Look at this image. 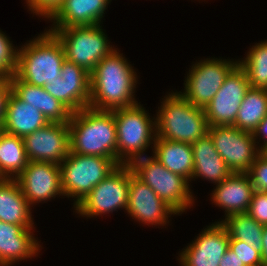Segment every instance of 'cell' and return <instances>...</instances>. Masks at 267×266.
I'll return each mask as SVG.
<instances>
[{"label": "cell", "instance_id": "6da1fadb", "mask_svg": "<svg viewBox=\"0 0 267 266\" xmlns=\"http://www.w3.org/2000/svg\"><path fill=\"white\" fill-rule=\"evenodd\" d=\"M114 49L90 73L89 107L96 110H114L138 103L135 96L137 73L123 53Z\"/></svg>", "mask_w": 267, "mask_h": 266}, {"label": "cell", "instance_id": "7a4b0ae2", "mask_svg": "<svg viewBox=\"0 0 267 266\" xmlns=\"http://www.w3.org/2000/svg\"><path fill=\"white\" fill-rule=\"evenodd\" d=\"M70 152L112 159L117 165V132L114 110L90 107L72 113L68 122Z\"/></svg>", "mask_w": 267, "mask_h": 266}, {"label": "cell", "instance_id": "3957f363", "mask_svg": "<svg viewBox=\"0 0 267 266\" xmlns=\"http://www.w3.org/2000/svg\"><path fill=\"white\" fill-rule=\"evenodd\" d=\"M162 100L156 115L158 138L192 144L208 133L203 108L194 106L179 92H169Z\"/></svg>", "mask_w": 267, "mask_h": 266}, {"label": "cell", "instance_id": "277c9868", "mask_svg": "<svg viewBox=\"0 0 267 266\" xmlns=\"http://www.w3.org/2000/svg\"><path fill=\"white\" fill-rule=\"evenodd\" d=\"M65 59L61 42L46 30L19 48L16 75L32 85H50L60 77Z\"/></svg>", "mask_w": 267, "mask_h": 266}, {"label": "cell", "instance_id": "5b68a950", "mask_svg": "<svg viewBox=\"0 0 267 266\" xmlns=\"http://www.w3.org/2000/svg\"><path fill=\"white\" fill-rule=\"evenodd\" d=\"M117 132V161L130 164L144 157L146 149L154 145L156 138V118L137 103L131 107L114 109Z\"/></svg>", "mask_w": 267, "mask_h": 266}, {"label": "cell", "instance_id": "8992f818", "mask_svg": "<svg viewBox=\"0 0 267 266\" xmlns=\"http://www.w3.org/2000/svg\"><path fill=\"white\" fill-rule=\"evenodd\" d=\"M118 165L110 158L69 152L60 163L64 196L74 198L75 207Z\"/></svg>", "mask_w": 267, "mask_h": 266}, {"label": "cell", "instance_id": "52a82bcc", "mask_svg": "<svg viewBox=\"0 0 267 266\" xmlns=\"http://www.w3.org/2000/svg\"><path fill=\"white\" fill-rule=\"evenodd\" d=\"M129 166L133 173L147 184L178 215L194 204L189 181L165 168L153 155L133 160Z\"/></svg>", "mask_w": 267, "mask_h": 266}, {"label": "cell", "instance_id": "ba28073f", "mask_svg": "<svg viewBox=\"0 0 267 266\" xmlns=\"http://www.w3.org/2000/svg\"><path fill=\"white\" fill-rule=\"evenodd\" d=\"M61 42L65 58L91 73L114 49L100 24L50 28Z\"/></svg>", "mask_w": 267, "mask_h": 266}, {"label": "cell", "instance_id": "9c48e42d", "mask_svg": "<svg viewBox=\"0 0 267 266\" xmlns=\"http://www.w3.org/2000/svg\"><path fill=\"white\" fill-rule=\"evenodd\" d=\"M129 164L118 165L105 179L74 208L82 217H96L106 213L127 209L130 175Z\"/></svg>", "mask_w": 267, "mask_h": 266}, {"label": "cell", "instance_id": "30bf717a", "mask_svg": "<svg viewBox=\"0 0 267 266\" xmlns=\"http://www.w3.org/2000/svg\"><path fill=\"white\" fill-rule=\"evenodd\" d=\"M237 65L238 60L221 57L196 61L185 78L184 92L179 93L194 106L205 109Z\"/></svg>", "mask_w": 267, "mask_h": 266}, {"label": "cell", "instance_id": "8fae6325", "mask_svg": "<svg viewBox=\"0 0 267 266\" xmlns=\"http://www.w3.org/2000/svg\"><path fill=\"white\" fill-rule=\"evenodd\" d=\"M208 133L232 173H248L261 153L253 133L242 131L233 125L211 126Z\"/></svg>", "mask_w": 267, "mask_h": 266}, {"label": "cell", "instance_id": "7c38bea8", "mask_svg": "<svg viewBox=\"0 0 267 266\" xmlns=\"http://www.w3.org/2000/svg\"><path fill=\"white\" fill-rule=\"evenodd\" d=\"M249 89L247 75L238 64L204 109L209 127L234 125L237 112Z\"/></svg>", "mask_w": 267, "mask_h": 266}, {"label": "cell", "instance_id": "4fadbf2b", "mask_svg": "<svg viewBox=\"0 0 267 266\" xmlns=\"http://www.w3.org/2000/svg\"><path fill=\"white\" fill-rule=\"evenodd\" d=\"M29 161L50 162L57 165L70 152V132L68 123H48L23 137Z\"/></svg>", "mask_w": 267, "mask_h": 266}, {"label": "cell", "instance_id": "5bb4252c", "mask_svg": "<svg viewBox=\"0 0 267 266\" xmlns=\"http://www.w3.org/2000/svg\"><path fill=\"white\" fill-rule=\"evenodd\" d=\"M23 195L32 207L45 203L57 195L64 196L61 188L60 165L50 162L29 161L27 167L15 178Z\"/></svg>", "mask_w": 267, "mask_h": 266}, {"label": "cell", "instance_id": "9a60e30c", "mask_svg": "<svg viewBox=\"0 0 267 266\" xmlns=\"http://www.w3.org/2000/svg\"><path fill=\"white\" fill-rule=\"evenodd\" d=\"M90 73L65 59L61 75L43 89L63 103L72 113L89 107Z\"/></svg>", "mask_w": 267, "mask_h": 266}, {"label": "cell", "instance_id": "2e32d148", "mask_svg": "<svg viewBox=\"0 0 267 266\" xmlns=\"http://www.w3.org/2000/svg\"><path fill=\"white\" fill-rule=\"evenodd\" d=\"M179 254L181 266H219L229 248V234L221 222L207 226Z\"/></svg>", "mask_w": 267, "mask_h": 266}, {"label": "cell", "instance_id": "e0dca14e", "mask_svg": "<svg viewBox=\"0 0 267 266\" xmlns=\"http://www.w3.org/2000/svg\"><path fill=\"white\" fill-rule=\"evenodd\" d=\"M126 213L146 225L166 226L171 215L178 213L170 207L134 173L130 175V187Z\"/></svg>", "mask_w": 267, "mask_h": 266}, {"label": "cell", "instance_id": "ac0fdd59", "mask_svg": "<svg viewBox=\"0 0 267 266\" xmlns=\"http://www.w3.org/2000/svg\"><path fill=\"white\" fill-rule=\"evenodd\" d=\"M254 192L248 173H231L216 185L211 201L225 210V218L234 214L247 213Z\"/></svg>", "mask_w": 267, "mask_h": 266}, {"label": "cell", "instance_id": "d6986e66", "mask_svg": "<svg viewBox=\"0 0 267 266\" xmlns=\"http://www.w3.org/2000/svg\"><path fill=\"white\" fill-rule=\"evenodd\" d=\"M33 229L0 221V266H10L38 255L41 245L34 238Z\"/></svg>", "mask_w": 267, "mask_h": 266}, {"label": "cell", "instance_id": "ffe728a7", "mask_svg": "<svg viewBox=\"0 0 267 266\" xmlns=\"http://www.w3.org/2000/svg\"><path fill=\"white\" fill-rule=\"evenodd\" d=\"M12 92L22 101L42 112L49 123H68L72 112L50 93L21 80L16 74L10 78Z\"/></svg>", "mask_w": 267, "mask_h": 266}, {"label": "cell", "instance_id": "44dd1931", "mask_svg": "<svg viewBox=\"0 0 267 266\" xmlns=\"http://www.w3.org/2000/svg\"><path fill=\"white\" fill-rule=\"evenodd\" d=\"M111 0H63L60 8L49 19L51 28L92 26L102 23Z\"/></svg>", "mask_w": 267, "mask_h": 266}, {"label": "cell", "instance_id": "7402d4cb", "mask_svg": "<svg viewBox=\"0 0 267 266\" xmlns=\"http://www.w3.org/2000/svg\"><path fill=\"white\" fill-rule=\"evenodd\" d=\"M41 111L20 100L13 92L9 95L1 130L24 137L48 124Z\"/></svg>", "mask_w": 267, "mask_h": 266}, {"label": "cell", "instance_id": "603a6c76", "mask_svg": "<svg viewBox=\"0 0 267 266\" xmlns=\"http://www.w3.org/2000/svg\"><path fill=\"white\" fill-rule=\"evenodd\" d=\"M191 145L194 157V170L191 180L202 177L217 185L232 173L217 152L209 133L197 139Z\"/></svg>", "mask_w": 267, "mask_h": 266}, {"label": "cell", "instance_id": "cb8c5ba5", "mask_svg": "<svg viewBox=\"0 0 267 266\" xmlns=\"http://www.w3.org/2000/svg\"><path fill=\"white\" fill-rule=\"evenodd\" d=\"M31 206L15 179H0V221L34 228Z\"/></svg>", "mask_w": 267, "mask_h": 266}, {"label": "cell", "instance_id": "d4e9b609", "mask_svg": "<svg viewBox=\"0 0 267 266\" xmlns=\"http://www.w3.org/2000/svg\"><path fill=\"white\" fill-rule=\"evenodd\" d=\"M153 156L169 171L191 182L194 170L192 145L185 142L164 140L156 136Z\"/></svg>", "mask_w": 267, "mask_h": 266}, {"label": "cell", "instance_id": "484cf974", "mask_svg": "<svg viewBox=\"0 0 267 266\" xmlns=\"http://www.w3.org/2000/svg\"><path fill=\"white\" fill-rule=\"evenodd\" d=\"M28 162L23 138L0 130V179H15Z\"/></svg>", "mask_w": 267, "mask_h": 266}, {"label": "cell", "instance_id": "4316f807", "mask_svg": "<svg viewBox=\"0 0 267 266\" xmlns=\"http://www.w3.org/2000/svg\"><path fill=\"white\" fill-rule=\"evenodd\" d=\"M266 115L267 89L250 87L243 98L233 126L253 133Z\"/></svg>", "mask_w": 267, "mask_h": 266}, {"label": "cell", "instance_id": "83f0119b", "mask_svg": "<svg viewBox=\"0 0 267 266\" xmlns=\"http://www.w3.org/2000/svg\"><path fill=\"white\" fill-rule=\"evenodd\" d=\"M217 222L226 227L230 239L243 241L261 251L264 226L248 213L234 214Z\"/></svg>", "mask_w": 267, "mask_h": 266}, {"label": "cell", "instance_id": "f1b7e54d", "mask_svg": "<svg viewBox=\"0 0 267 266\" xmlns=\"http://www.w3.org/2000/svg\"><path fill=\"white\" fill-rule=\"evenodd\" d=\"M238 64L245 71L251 88L267 89V40L253 45Z\"/></svg>", "mask_w": 267, "mask_h": 266}, {"label": "cell", "instance_id": "f546056e", "mask_svg": "<svg viewBox=\"0 0 267 266\" xmlns=\"http://www.w3.org/2000/svg\"><path fill=\"white\" fill-rule=\"evenodd\" d=\"M0 30V77L11 78L17 72L19 48Z\"/></svg>", "mask_w": 267, "mask_h": 266}, {"label": "cell", "instance_id": "4dcf8cb0", "mask_svg": "<svg viewBox=\"0 0 267 266\" xmlns=\"http://www.w3.org/2000/svg\"><path fill=\"white\" fill-rule=\"evenodd\" d=\"M229 248L245 266H262L261 251L243 241L230 239Z\"/></svg>", "mask_w": 267, "mask_h": 266}, {"label": "cell", "instance_id": "1f68e13d", "mask_svg": "<svg viewBox=\"0 0 267 266\" xmlns=\"http://www.w3.org/2000/svg\"><path fill=\"white\" fill-rule=\"evenodd\" d=\"M248 174L254 190L267 192V158L262 153L257 156Z\"/></svg>", "mask_w": 267, "mask_h": 266}, {"label": "cell", "instance_id": "d6a6232c", "mask_svg": "<svg viewBox=\"0 0 267 266\" xmlns=\"http://www.w3.org/2000/svg\"><path fill=\"white\" fill-rule=\"evenodd\" d=\"M247 213L261 225H267V192L254 190Z\"/></svg>", "mask_w": 267, "mask_h": 266}, {"label": "cell", "instance_id": "836d02e7", "mask_svg": "<svg viewBox=\"0 0 267 266\" xmlns=\"http://www.w3.org/2000/svg\"><path fill=\"white\" fill-rule=\"evenodd\" d=\"M63 0H26L31 13L50 19L60 8Z\"/></svg>", "mask_w": 267, "mask_h": 266}, {"label": "cell", "instance_id": "e575fe53", "mask_svg": "<svg viewBox=\"0 0 267 266\" xmlns=\"http://www.w3.org/2000/svg\"><path fill=\"white\" fill-rule=\"evenodd\" d=\"M11 92L10 78L0 77V129L3 125L7 101Z\"/></svg>", "mask_w": 267, "mask_h": 266}, {"label": "cell", "instance_id": "d590c367", "mask_svg": "<svg viewBox=\"0 0 267 266\" xmlns=\"http://www.w3.org/2000/svg\"><path fill=\"white\" fill-rule=\"evenodd\" d=\"M253 136H254V139L256 140L257 146L259 145V142L261 140L264 141L263 143H260L261 147H260V145L258 146L260 152H262L267 147V115L259 123L257 129L253 132ZM258 138H259V140H258Z\"/></svg>", "mask_w": 267, "mask_h": 266}, {"label": "cell", "instance_id": "8d00e7d4", "mask_svg": "<svg viewBox=\"0 0 267 266\" xmlns=\"http://www.w3.org/2000/svg\"><path fill=\"white\" fill-rule=\"evenodd\" d=\"M219 266H245L237 255L228 248L227 252L223 255L220 260Z\"/></svg>", "mask_w": 267, "mask_h": 266}, {"label": "cell", "instance_id": "74e56055", "mask_svg": "<svg viewBox=\"0 0 267 266\" xmlns=\"http://www.w3.org/2000/svg\"><path fill=\"white\" fill-rule=\"evenodd\" d=\"M261 259L262 266H267V225L263 229Z\"/></svg>", "mask_w": 267, "mask_h": 266}, {"label": "cell", "instance_id": "f35d334b", "mask_svg": "<svg viewBox=\"0 0 267 266\" xmlns=\"http://www.w3.org/2000/svg\"><path fill=\"white\" fill-rule=\"evenodd\" d=\"M261 153L267 158V147Z\"/></svg>", "mask_w": 267, "mask_h": 266}]
</instances>
